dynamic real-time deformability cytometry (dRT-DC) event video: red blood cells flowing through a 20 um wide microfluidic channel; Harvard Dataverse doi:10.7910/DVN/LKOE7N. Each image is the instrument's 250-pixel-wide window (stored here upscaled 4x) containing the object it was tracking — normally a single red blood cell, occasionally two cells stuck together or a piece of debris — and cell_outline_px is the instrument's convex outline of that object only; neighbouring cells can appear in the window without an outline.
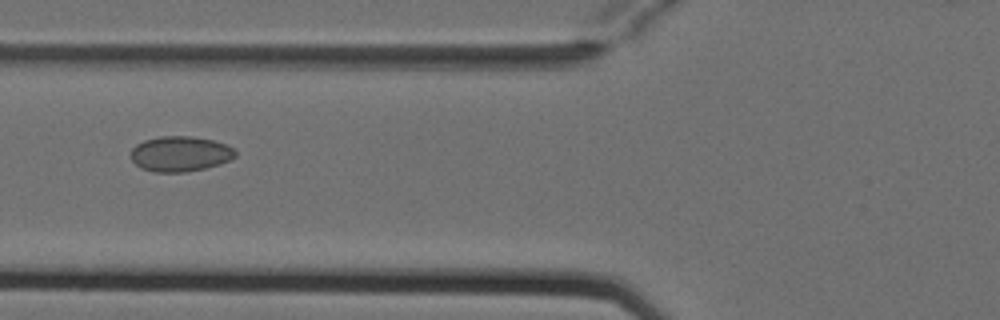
{"species": "Egyptian fruit bat (a non-hibernating species)", "species_latin": "Rousettus aegyptiacus", "temperature_condition": "cold", "stored_images_in_passage": 6, "camera_frame_rate_fps": 3000, "um_per_image_px": 0.085, "animal": {"sex": "female"}, "frame": {"image": 1, "passage_image": 6, "time_ms": 1.667, "image_size_px": [1000, 320], "cell_outline_px": [[236, 156], [220, 164], [204, 168], [184, 172], [156, 172], [140, 168], [132, 160], [132, 148], [136, 144], [144, 140], [160, 136], [192, 136], [212, 140], [228, 144], [236, 152]], "centroid_in_image_um": [15.31, 13.07], "position_along_channel_um": 110.5, "area_um2": 21.44}}